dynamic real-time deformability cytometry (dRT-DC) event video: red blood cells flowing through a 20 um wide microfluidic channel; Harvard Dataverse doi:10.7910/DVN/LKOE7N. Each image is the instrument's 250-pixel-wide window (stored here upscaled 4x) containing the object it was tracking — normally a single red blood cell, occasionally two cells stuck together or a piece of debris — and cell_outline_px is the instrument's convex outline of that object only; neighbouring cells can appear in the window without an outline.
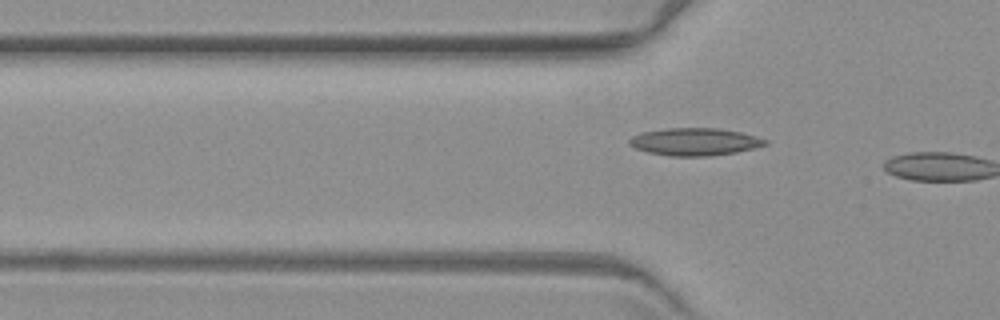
{"species": "common noctule bat (a hibernating species)", "species_latin": "Nyctalus noctula", "temperature_condition": "warm", "stored_images_in_passage": 5, "camera_frame_rate_fps": 3000, "um_per_image_px": 0.085, "animal": {"sex": "female", "body_mass_g": 19.3, "forearm_length_mm": 54.1}, "frame": {"image": 1, "passage_image": 5, "time_ms": 5.667, "image_size_px": [1000, 320], "cell_outline_px": [[768, 144], [736, 152], [708, 156], [672, 156], [648, 152], [636, 148], [628, 144], [628, 140], [632, 136], [640, 132], [668, 128], [720, 128], [740, 132], [768, 140]], "centroid_in_image_um": [59.03, 12.04], "position_along_channel_um": 66.8, "area_um2": 21.68}}